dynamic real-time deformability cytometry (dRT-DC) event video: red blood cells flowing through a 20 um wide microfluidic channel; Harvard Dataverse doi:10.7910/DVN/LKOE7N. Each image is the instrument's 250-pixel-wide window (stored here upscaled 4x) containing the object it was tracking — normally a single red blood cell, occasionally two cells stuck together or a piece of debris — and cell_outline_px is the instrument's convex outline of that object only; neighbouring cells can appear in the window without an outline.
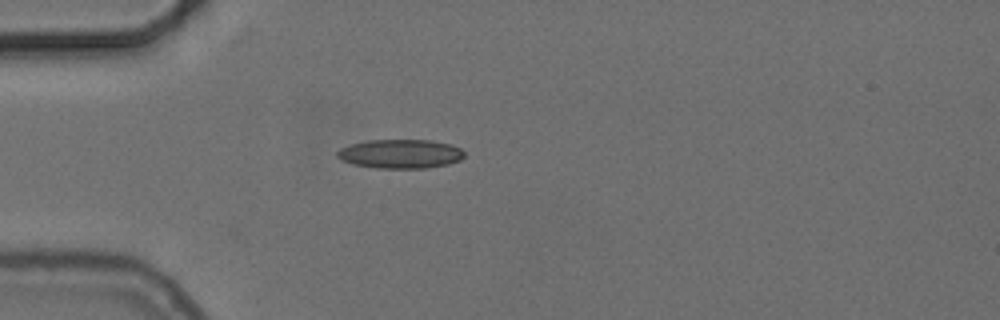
{"species": "common noctule bat (a hibernating species)", "species_latin": "Nyctalus noctula", "temperature_condition": "cold", "stored_images_in_passage": 40, "camera_frame_rate_fps": 3000, "um_per_image_px": 0.085, "animal": {"sex": "female", "body_mass_g": 24.6, "forearm_length_mm": 56.2}, "frame": {"image": 1, "passage_image": 1, "time_ms": 0.0, "image_size_px": [1000, 320], "cell_outline_px": [[464, 156], [460, 160], [448, 164], [424, 168], [376, 168], [352, 164], [340, 160], [336, 156], [336, 152], [340, 148], [352, 144], [368, 140], [432, 140], [452, 144], [460, 148], [464, 152]], "centroid_in_image_um": [34.02, 13.07], "position_along_channel_um": 51.0, "area_um2": 21.62}}
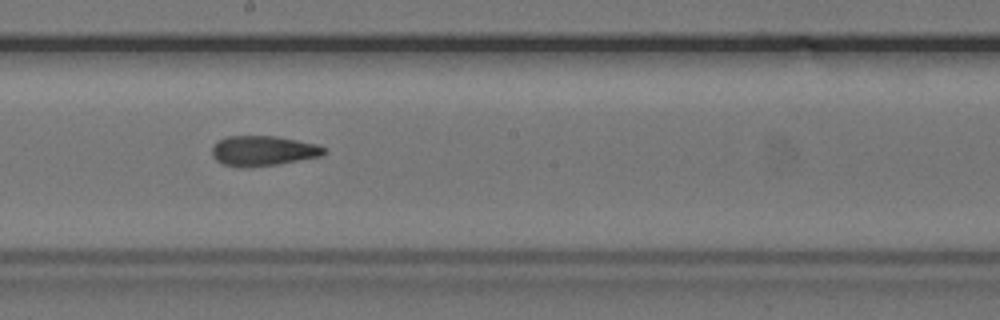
{"frame": {"image": 2, "passage_image": 16, "time_ms": 5.0, "image_size_px": [1000, 320], "cell_outline_px": [[328, 152], [320, 156], [276, 164], [248, 168], [236, 168], [224, 164], [216, 160], [212, 156], [212, 148], [220, 140], [228, 136], [276, 136], [320, 144], [328, 148]], "centroid_in_image_um": [22.4, 12.82], "position_along_channel_um": 225.8, "area_um2": 19.83}}
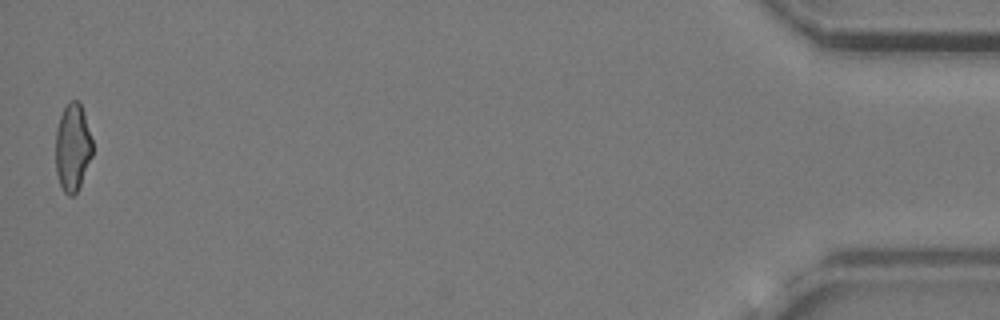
{"frame": {"image": 3, "passage_image": 40, "time_ms": 13.0, "image_size_px": [1000, 320], "cell_outline_px": [[92, 156], [80, 184], [76, 192], [72, 196], [68, 196], [64, 192], [60, 184], [56, 172], [56, 128], [60, 116], [68, 100], [76, 100], [80, 104], [84, 112], [92, 140]], "centroid_in_image_um": [6.17, 12.51], "position_along_channel_um": 429.0, "area_um2": 18.73}, "authors_computed_cell_mechanics": {"area_um2": 19.9699, "velocity_mm_per_s": 3.7317, "shape_relaxation_time_tau1_ms": null, "shape_relaxation_time_tau2_ms": 2.2934, "deformation_change_tau1": null, "deformation_change_tau2": 0.0827}}